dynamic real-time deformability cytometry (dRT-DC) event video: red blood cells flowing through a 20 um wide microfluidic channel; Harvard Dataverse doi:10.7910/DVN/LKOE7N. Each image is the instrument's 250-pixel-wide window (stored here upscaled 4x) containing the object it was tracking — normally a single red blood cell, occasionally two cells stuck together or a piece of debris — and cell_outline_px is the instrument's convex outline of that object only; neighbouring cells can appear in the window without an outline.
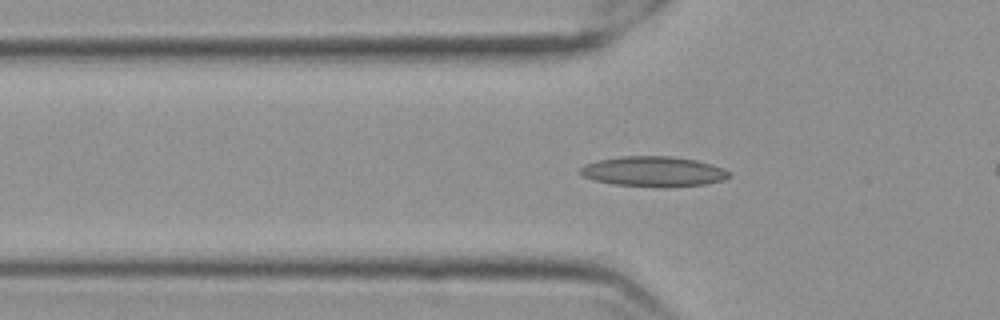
{"species": "Egyptian fruit bat (a non-hibernating species)", "species_latin": "Rousettus aegyptiacus", "temperature_condition": "cold", "stored_images_in_passage": 48, "camera_frame_rate_fps": 3000, "um_per_image_px": 0.085, "frame": {"image": 1, "passage_image": 16, "time_ms": 5.0, "image_size_px": [1000, 320], "cell_outline_px": [[732, 176], [724, 180], [704, 184], [612, 184], [592, 180], [584, 176], [580, 172], [580, 168], [584, 164], [596, 160], [624, 156], [668, 156], [696, 160], [712, 164], [724, 168]], "centroid_in_image_um": [55.52, 14.52], "position_along_channel_um": 70.3, "area_um2": 25.09}}
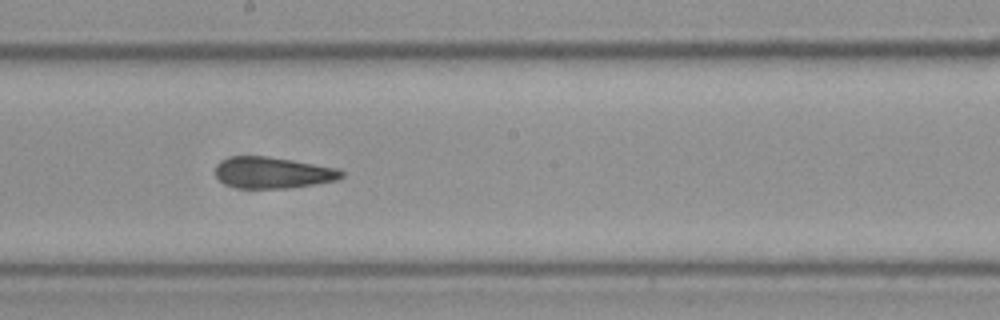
{"frame": {"image": 2, "passage_image": 29, "time_ms": 9.333, "image_size_px": [1000, 320], "cell_outline_px": [[344, 176], [336, 180], [288, 188], [240, 188], [228, 184], [220, 180], [216, 176], [216, 164], [232, 156], [268, 156], [292, 160], [336, 168], [344, 172]], "centroid_in_image_um": [23.19, 14.67], "position_along_channel_um": 225.0, "area_um2": 22.66}}
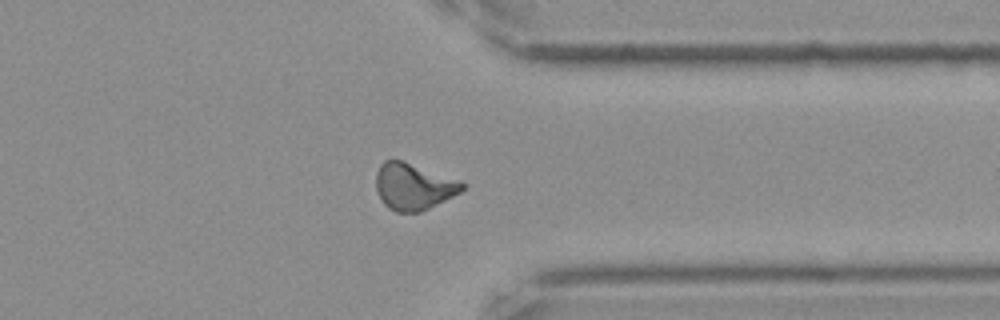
{"frame": {"image": 3, "passage_image": 42, "time_ms": 13.667, "image_size_px": [1000, 320], "cell_outline_px": [[464, 188], [460, 192], [420, 212], [396, 212], [388, 208], [380, 200], [376, 188], [376, 172], [380, 164], [384, 160], [404, 160], [460, 180], [464, 184]], "centroid_in_image_um": [35.11, 15.84], "position_along_channel_um": 376.3, "area_um2": 23.47}, "authors_computed_cell_mechanics": {"area_um2": 22.9755, "velocity_mm_per_s": 3.5577, "shape_relaxation_time_tau1_ms": null, "shape_relaxation_time_tau2_ms": 4.1492, "deformation_change_tau1": null, "deformation_change_tau2": 0.1171}}